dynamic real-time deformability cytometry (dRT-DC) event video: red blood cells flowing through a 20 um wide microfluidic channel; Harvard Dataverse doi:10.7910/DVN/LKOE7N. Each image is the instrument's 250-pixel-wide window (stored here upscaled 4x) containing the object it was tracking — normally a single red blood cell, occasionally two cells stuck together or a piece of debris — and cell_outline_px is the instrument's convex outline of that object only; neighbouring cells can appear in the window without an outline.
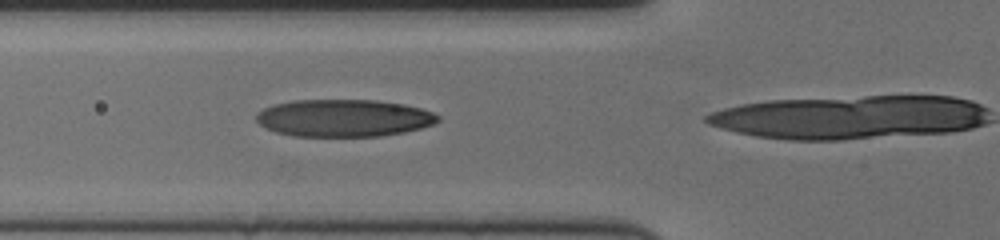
{"species": "human", "species_latin": "Homo sapiens", "temperature_condition": "cold", "stored_images_in_passage": 21, "camera_frame_rate_fps": 3000, "um_per_image_px": 0.085, "donor": {"sex": "female"}, "frame": {"image": 1, "passage_image": 17, "time_ms": 5.333, "image_size_px": [1000, 240], "cell_outline_px": [[440, 120], [436, 124], [404, 132], [380, 136], [292, 136], [276, 132], [264, 128], [256, 120], [256, 112], [272, 104], [292, 100], [376, 100], [404, 104], [420, 108], [432, 112], [440, 116]], "centroid_in_image_um": [29.2, 10.03], "position_along_channel_um": 96.6, "area_um2": 39.82}}
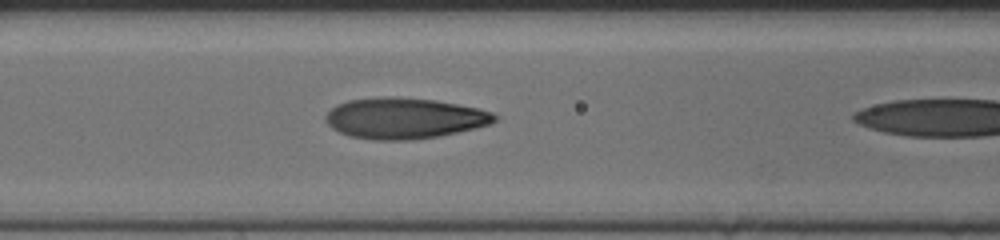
{"frame": {"image": 2, "passage_image": 20, "time_ms": 6.333, "image_size_px": [1000, 240], "cell_outline_px": [[496, 120], [488, 124], [456, 132], [436, 136], [408, 140], [376, 140], [348, 136], [332, 128], [328, 124], [324, 116], [336, 104], [348, 100], [380, 96], [396, 96], [436, 100], [476, 108], [492, 112], [496, 116]], "centroid_in_image_um": [34.3, 10.03], "position_along_channel_um": 132.3, "area_um2": 40.06}}